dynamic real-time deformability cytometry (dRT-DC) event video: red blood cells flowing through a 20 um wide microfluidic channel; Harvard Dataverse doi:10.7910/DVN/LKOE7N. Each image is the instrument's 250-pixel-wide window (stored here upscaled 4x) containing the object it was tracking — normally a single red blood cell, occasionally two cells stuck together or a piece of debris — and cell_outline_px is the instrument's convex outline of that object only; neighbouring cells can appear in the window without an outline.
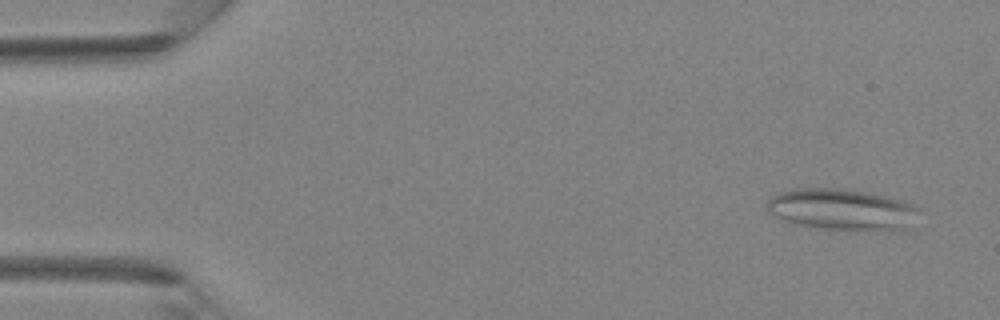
{"species": "Egyptian fruit bat (a non-hibernating species)", "species_latin": "Rousettus aegyptiacus", "temperature_condition": "room temperature", "stored_images_in_passage": 40, "camera_frame_rate_fps": 3000, "um_per_image_px": 0.085, "animal": {"sex": "female"}, "frame": {"image": 1, "passage_image": 3, "time_ms": 0.667, "image_size_px": [1000, 320], "cell_outline_px": [[920, 208], [908, 228], [896, 232], [888, 232], [824, 228], [800, 224], [784, 220], [768, 212], [768, 200], [772, 196], [780, 192], [796, 188], [836, 188], [864, 192], [904, 200]], "centroid_in_image_um": [71.63, 17.82], "position_along_channel_um": 13.4, "area_um2": 36.53}}
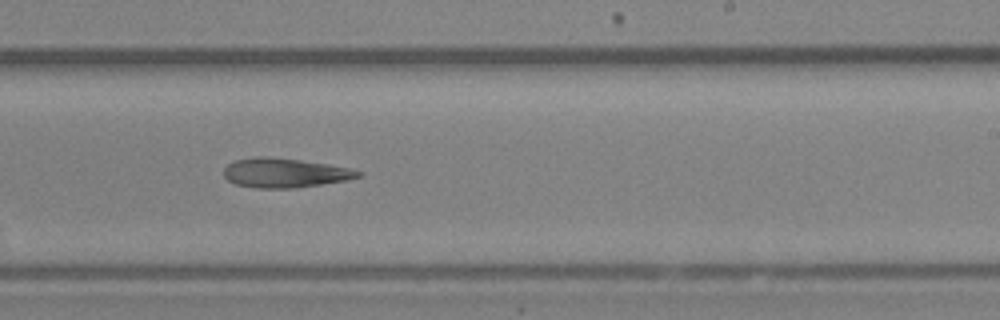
{"frame": {"image": 2, "passage_image": 25, "time_ms": 8.0, "image_size_px": [1000, 320], "cell_outline_px": [[364, 172], [360, 176], [348, 180], [296, 188], [256, 188], [236, 184], [228, 180], [224, 176], [224, 168], [228, 164], [236, 160], [256, 156], [268, 156], [300, 160], [328, 164], [348, 168]], "centroid_in_image_um": [24.21, 14.69], "position_along_channel_um": 264.8, "area_um2": 23.0}}
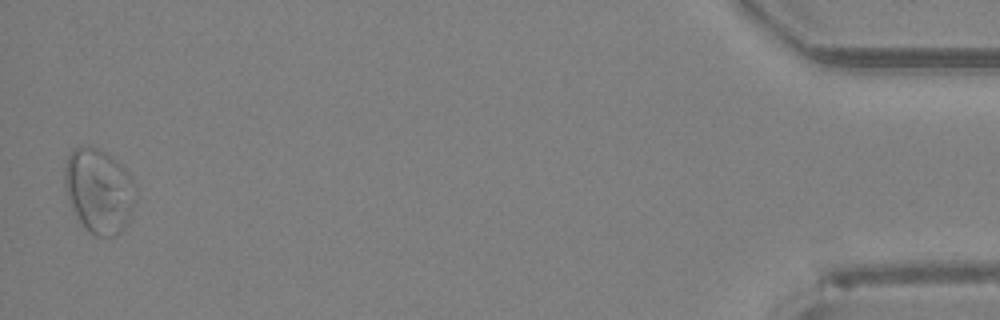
{"frame": {"image": 3, "passage_image": 40, "time_ms": 13.0, "image_size_px": [1000, 320], "cell_outline_px": [[136, 200], [132, 212], [128, 220], [116, 236], [96, 236], [88, 232], [76, 216], [68, 196], [64, 184], [64, 168], [68, 156], [72, 148], [80, 144], [96, 148], [104, 152], [120, 164], [132, 176], [136, 184]], "centroid_in_image_um": [8.42, 16.2], "position_along_channel_um": 426.8, "area_um2": 35.14}}